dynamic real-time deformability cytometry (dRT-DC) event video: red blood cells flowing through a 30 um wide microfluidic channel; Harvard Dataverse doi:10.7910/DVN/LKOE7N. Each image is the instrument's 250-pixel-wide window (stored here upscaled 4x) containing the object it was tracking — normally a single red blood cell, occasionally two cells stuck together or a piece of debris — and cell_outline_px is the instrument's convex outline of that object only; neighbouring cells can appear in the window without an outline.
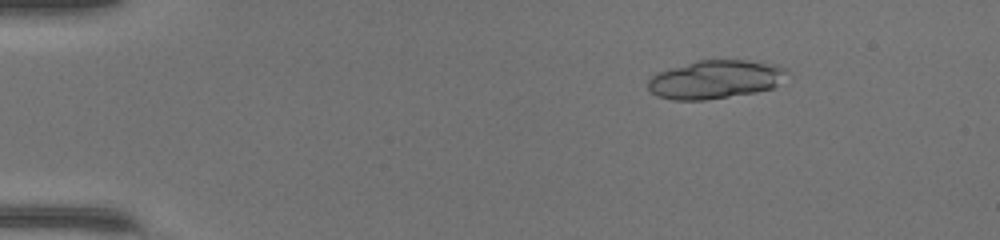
{"species": "common noctule bat (a hibernating species)", "species_latin": "Nyctalus noctula", "temperature_condition": "warm", "stored_images_in_passage": 49, "camera_frame_rate_fps": 3000, "um_per_image_px": 0.085, "animal": {"sex": "female", "body_mass_g": 17.0, "forearm_length_mm": 48.0}, "frame": {"image": 1, "passage_image": 8, "time_ms": 2.333, "image_size_px": [1000, 240], "cell_outline_px": [[788, 72], [772, 88], [756, 92], [704, 100], [672, 100], [656, 96], [648, 88], [648, 80], [656, 72], [696, 60], [748, 60], [776, 64], [784, 68]], "centroid_in_image_um": [60.75, 6.74], "position_along_channel_um": 24.2, "area_um2": 31.1}}
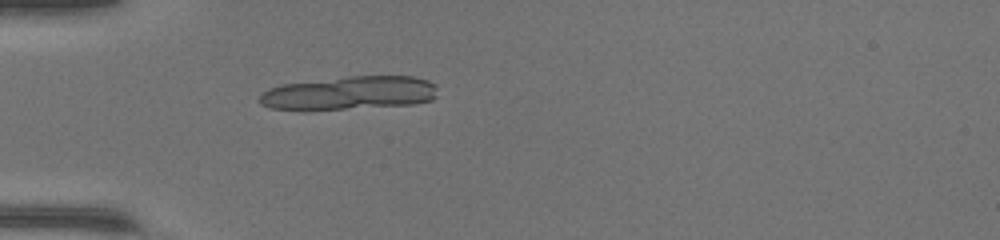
{"frame": {"image": 2, "passage_image": 16, "time_ms": 5.0, "image_size_px": [1000, 240], "cell_outline_px": [[436, 96], [432, 100], [412, 104], [344, 108], [268, 108], [260, 104], [256, 100], [268, 88], [280, 84], [348, 76], [412, 76], [428, 80], [436, 84]], "centroid_in_image_um": [29.71, 7.87], "position_along_channel_um": 55.3, "area_um2": 34.22}}